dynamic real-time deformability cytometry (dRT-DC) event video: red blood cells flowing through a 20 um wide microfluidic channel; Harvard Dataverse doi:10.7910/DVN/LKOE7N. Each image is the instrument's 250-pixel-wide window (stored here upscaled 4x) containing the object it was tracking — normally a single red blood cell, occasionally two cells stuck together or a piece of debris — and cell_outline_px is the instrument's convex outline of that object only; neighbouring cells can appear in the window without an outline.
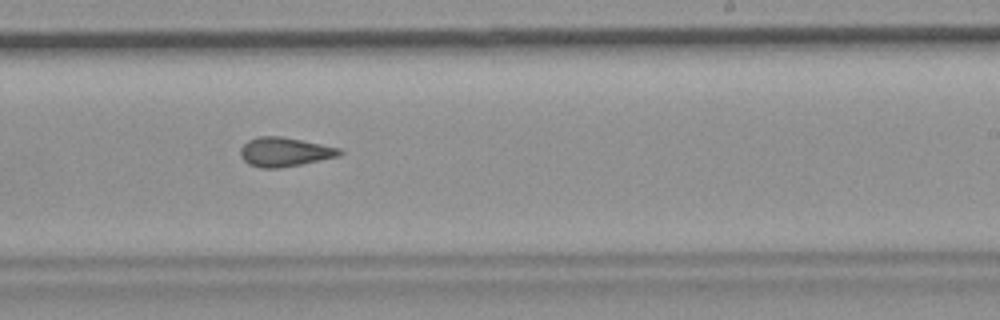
{"species": "common noctule bat (a hibernating species)", "species_latin": "Nyctalus noctula", "temperature_condition": "room temperature", "stored_images_in_passage": 50, "camera_frame_rate_fps": 3000, "um_per_image_px": 0.085, "animal": {"sex": "female", "body_mass_g": 19.9}, "frame": {"image": 1, "passage_image": 29, "time_ms": 9.333, "image_size_px": [1000, 320], "cell_outline_px": [[344, 152], [340, 156], [280, 168], [260, 168], [248, 164], [240, 156], [240, 148], [248, 140], [260, 136], [280, 136], [340, 148]], "centroid_in_image_um": [24.17, 12.92], "position_along_channel_um": 264.8, "area_um2": 16.76}, "authors_computed_cell_mechanics": {"area_um2": 17.0799, "velocity_mm_per_s": 3.7187, "shape_relaxation_time_tau1_ms": null, "shape_relaxation_time_tau2_ms": 3.4828, "deformation_change_tau1": null, "deformation_change_tau2": 0.1134}}